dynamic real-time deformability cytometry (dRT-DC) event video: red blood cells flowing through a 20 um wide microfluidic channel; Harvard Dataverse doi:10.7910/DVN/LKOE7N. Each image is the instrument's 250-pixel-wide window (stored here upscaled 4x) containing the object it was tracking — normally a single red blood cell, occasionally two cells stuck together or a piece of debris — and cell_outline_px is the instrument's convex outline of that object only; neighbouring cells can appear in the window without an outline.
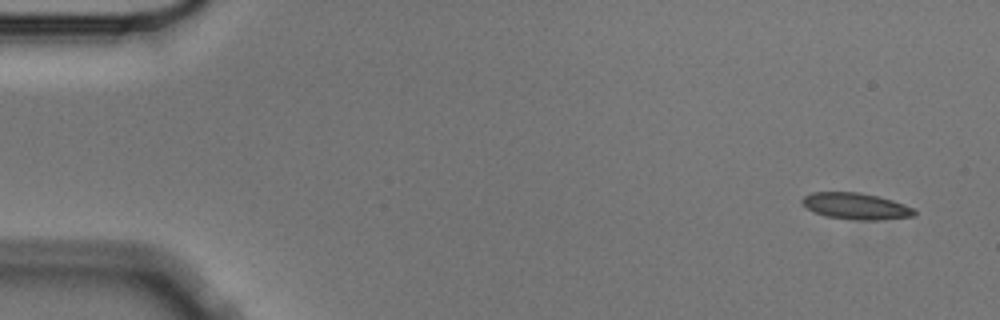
{"species": "Egyptian fruit bat (a non-hibernating species)", "species_latin": "Rousettus aegyptiacus", "temperature_condition": "cold", "stored_images_in_passage": 4, "camera_frame_rate_fps": 3000, "um_per_image_px": 0.085, "animal": {"sex": "male"}, "frame": {"image": 1, "passage_image": 1, "time_ms": 0.0, "image_size_px": [1000, 320], "cell_outline_px": [[916, 216], [876, 220], [860, 220], [824, 216], [808, 208], [800, 200], [804, 196], [812, 192], [860, 192], [880, 196], [904, 204], [912, 208], [916, 212]], "centroid_in_image_um": [72.77, 17.51], "position_along_channel_um": 12.2, "area_um2": 17.22}}
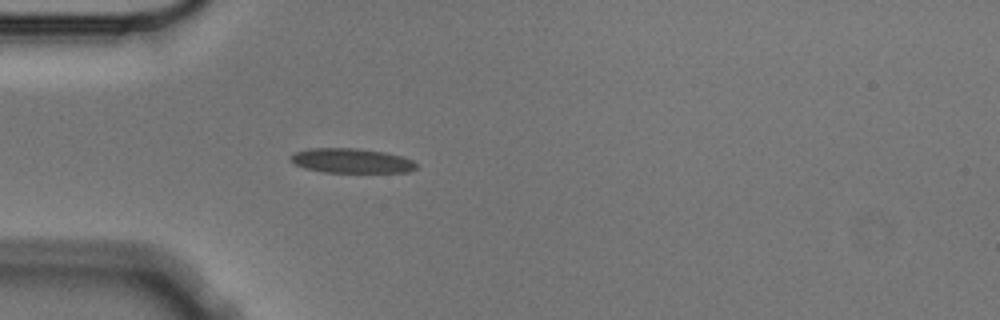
{"frame": {"image": 2, "passage_image": 4, "time_ms": 1.0, "image_size_px": [1000, 320], "cell_outline_px": [[416, 168], [408, 172], [324, 172], [304, 168], [296, 164], [292, 160], [292, 156], [296, 152], [308, 148], [356, 148], [384, 152], [404, 156], [412, 160], [416, 164]], "centroid_in_image_um": [29.91, 13.66], "position_along_channel_um": 55.1, "area_um2": 17.86}}